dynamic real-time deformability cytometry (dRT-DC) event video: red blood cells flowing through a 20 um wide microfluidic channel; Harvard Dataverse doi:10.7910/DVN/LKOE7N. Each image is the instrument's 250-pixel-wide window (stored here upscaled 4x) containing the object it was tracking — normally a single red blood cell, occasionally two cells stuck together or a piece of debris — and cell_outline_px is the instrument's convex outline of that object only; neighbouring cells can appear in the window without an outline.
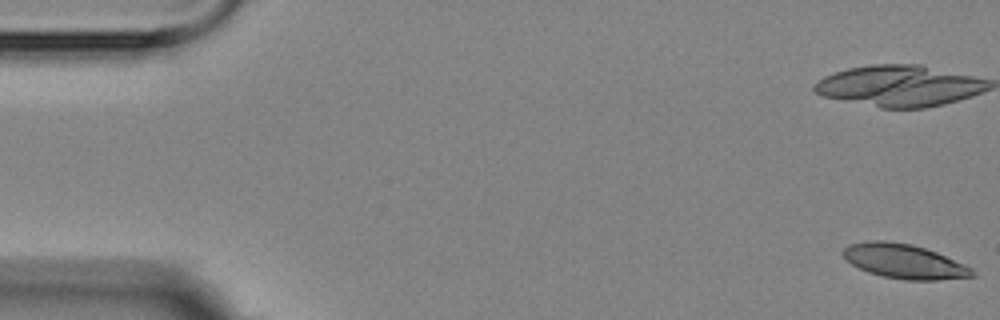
{"species": "Egyptian fruit bat (a non-hibernating species)", "species_latin": "Rousettus aegyptiacus", "temperature_condition": "room temperature", "stored_images_in_passage": 6, "camera_frame_rate_fps": 3000, "um_per_image_px": 0.085, "animal": {"sex": "female"}, "frame": {"image": 1, "passage_image": 1, "time_ms": 0.0, "image_size_px": [1000, 320], "cell_outline_px": [[976, 276], [936, 280], [904, 280], [884, 276], [868, 272], [852, 264], [840, 252], [848, 244], [868, 240], [884, 240], [912, 244], [936, 252], [964, 264], [972, 268]], "centroid_in_image_um": [76.84, 22.2], "position_along_channel_um": 8.2, "area_um2": 25.84}}